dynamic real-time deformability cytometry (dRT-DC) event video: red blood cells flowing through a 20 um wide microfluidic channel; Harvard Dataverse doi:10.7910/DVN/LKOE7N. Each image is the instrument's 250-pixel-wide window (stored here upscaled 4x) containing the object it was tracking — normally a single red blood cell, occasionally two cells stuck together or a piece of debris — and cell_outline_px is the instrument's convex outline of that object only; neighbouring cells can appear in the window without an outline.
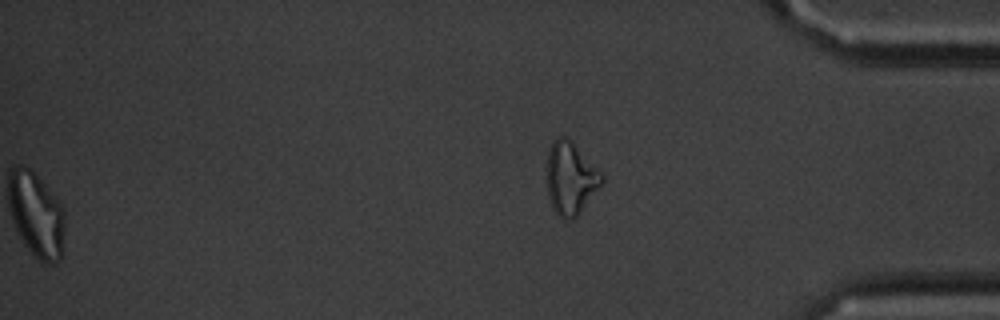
{"species": "common noctule bat (a hibernating species)", "species_latin": "Nyctalus noctula", "temperature_condition": "cold", "stored_images_in_passage": 49, "segment_of_instrument_passage": [2, 2], "camera_frame_rate_fps": 3000, "um_per_image_px": 0.085, "animal": {"sex": "male", "body_mass_g": 20.1, "forearm_length_mm": 53.5}, "frame": {"image": 1, "passage_image": 49, "time_ms": 16.0, "image_size_px": [1000, 320], "cell_outline_px": [[604, 180], [580, 212], [572, 220], [564, 220], [552, 208], [548, 196], [548, 152], [556, 136], [564, 136], [604, 172]], "centroid_in_image_um": [48.52, 15.17], "position_along_channel_um": 386.7, "area_um2": 22.89}}